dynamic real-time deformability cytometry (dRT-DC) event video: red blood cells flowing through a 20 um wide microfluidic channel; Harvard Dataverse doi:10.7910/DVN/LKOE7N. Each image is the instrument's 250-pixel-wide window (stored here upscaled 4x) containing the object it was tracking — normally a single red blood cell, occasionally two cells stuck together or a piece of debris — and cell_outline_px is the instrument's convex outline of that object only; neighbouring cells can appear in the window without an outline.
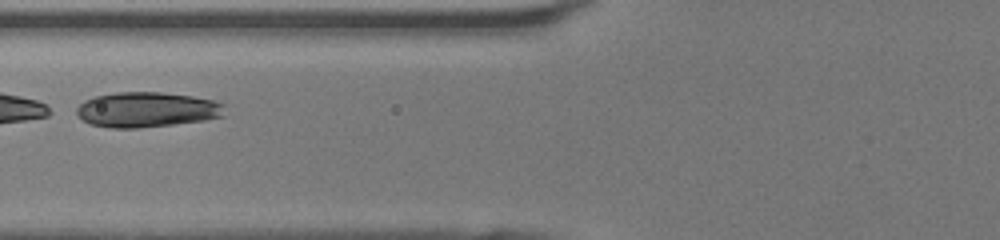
{"species": "human", "species_latin": "Homo sapiens", "temperature_condition": "room temperature", "stored_images_in_passage": 31, "segment_of_instrument_passage": [2, 2], "camera_frame_rate_fps": 3000, "um_per_image_px": 0.085, "donor": {"sex": "female"}, "frame": {"image": 1, "passage_image": 10, "time_ms": 3.0, "image_size_px": [1000, 240], "cell_outline_px": [[224, 116], [204, 120], [140, 128], [112, 128], [88, 124], [76, 112], [76, 108], [84, 100], [96, 96], [116, 92], [160, 92], [192, 96], [212, 100], [224, 104]], "centroid_in_image_um": [12.47, 9.32], "position_along_channel_um": 113.3, "area_um2": 30.29}}
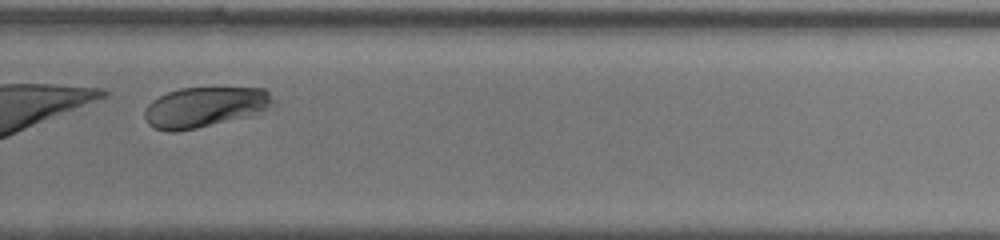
{"frame": {"image": 2, "passage_image": 24, "time_ms": 7.667, "image_size_px": [1000, 240], "cell_outline_px": [[276, 104], [260, 112], [248, 116], [196, 128], [176, 132], [168, 132], [156, 128], [148, 124], [144, 116], [144, 112], [148, 104], [152, 100], [168, 92], [180, 88], [264, 88], [268, 92]], "centroid_in_image_um": [17.39, 9.1], "position_along_channel_um": 312.4, "area_um2": 30.0}}
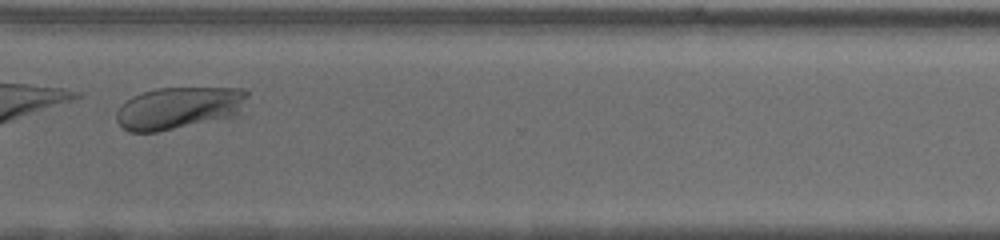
{"frame": {"image": 3, "passage_image": 27, "time_ms": 8.667, "image_size_px": [1000, 240], "cell_outline_px": [[248, 96], [236, 116], [156, 132], [128, 132], [116, 120], [116, 112], [132, 96], [156, 88], [244, 88], [248, 92]], "centroid_in_image_um": [15.21, 9.17], "position_along_channel_um": 355.4, "area_um2": 31.96}}